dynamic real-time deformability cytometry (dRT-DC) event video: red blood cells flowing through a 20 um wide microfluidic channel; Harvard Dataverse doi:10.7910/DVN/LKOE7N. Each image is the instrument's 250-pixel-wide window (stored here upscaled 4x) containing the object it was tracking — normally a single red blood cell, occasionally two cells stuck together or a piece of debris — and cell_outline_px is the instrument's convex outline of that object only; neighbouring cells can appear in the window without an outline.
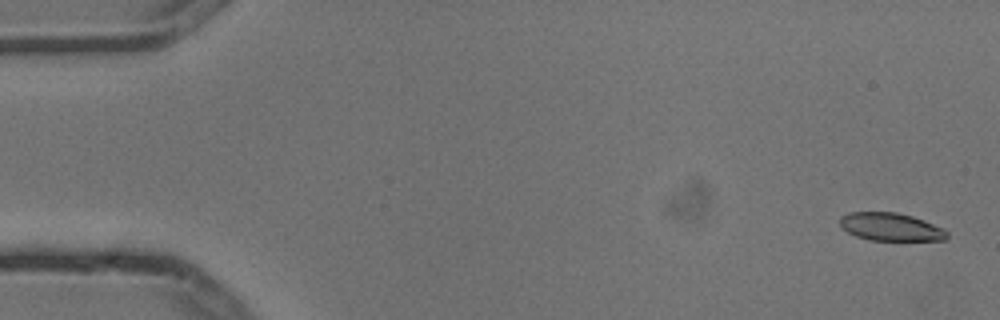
{"species": "common noctule bat (a hibernating species)", "species_latin": "Nyctalus noctula", "temperature_condition": "cold", "stored_images_in_passage": 5, "camera_frame_rate_fps": 3000, "um_per_image_px": 0.085, "animal": {"sex": "male", "body_mass_g": 13.3}, "frame": {"image": 1, "passage_image": 1, "time_ms": 0.0, "image_size_px": [1000, 320], "cell_outline_px": [[948, 236], [944, 240], [868, 240], [856, 236], [848, 232], [840, 224], [840, 216], [848, 212], [896, 212], [912, 216], [924, 220], [944, 228], [948, 232]], "centroid_in_image_um": [75.72, 19.28], "position_along_channel_um": 9.3, "area_um2": 17.46}}
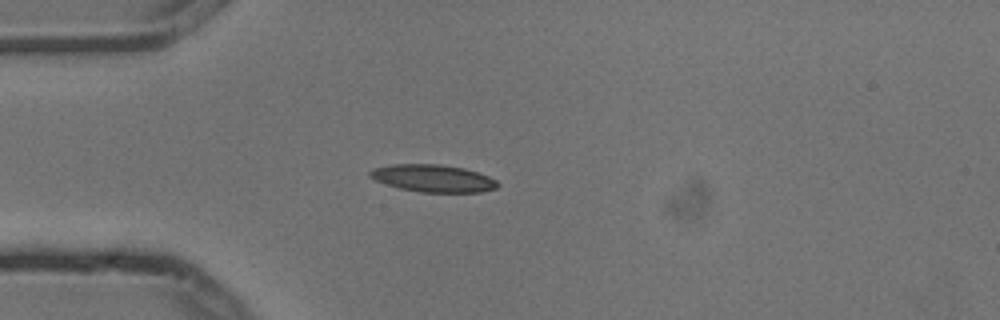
{"frame": {"image": 2, "passage_image": 4, "time_ms": 1.0, "image_size_px": [1000, 320], "cell_outline_px": [[500, 184], [496, 188], [480, 192], [420, 192], [400, 188], [376, 180], [368, 176], [368, 172], [372, 168], [392, 164], [440, 164], [464, 168], [488, 176], [496, 180]], "centroid_in_image_um": [36.8, 15.15], "position_along_channel_um": 48.2, "area_um2": 20.29}}